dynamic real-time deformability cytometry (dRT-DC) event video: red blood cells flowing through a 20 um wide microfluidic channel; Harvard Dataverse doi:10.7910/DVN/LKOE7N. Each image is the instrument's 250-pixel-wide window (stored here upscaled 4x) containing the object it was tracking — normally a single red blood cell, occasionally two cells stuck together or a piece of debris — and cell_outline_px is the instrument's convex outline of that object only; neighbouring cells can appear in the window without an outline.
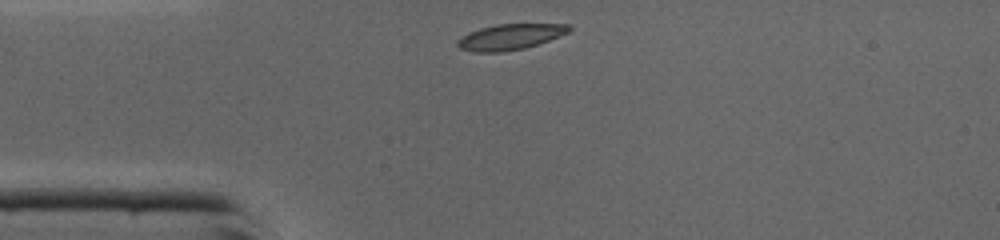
{"species": "common noctule bat (a hibernating species)", "species_latin": "Nyctalus noctula", "temperature_condition": "cold", "stored_images_in_passage": 27, "camera_frame_rate_fps": 3000, "um_per_image_px": 0.085, "animal": {"sex": "male", "body_mass_g": 19.0, "forearm_length_mm": 50.8}, "frame": {"image": 1, "passage_image": 1, "time_ms": 0.0, "image_size_px": [1000, 240], "cell_outline_px": [[572, 28], [568, 32], [548, 40], [524, 48], [500, 52], [476, 52], [460, 48], [456, 44], [456, 40], [468, 32], [480, 28], [496, 24], [572, 24]], "centroid_in_image_um": [43.33, 3.12], "position_along_channel_um": 41.7, "area_um2": 16.59}}
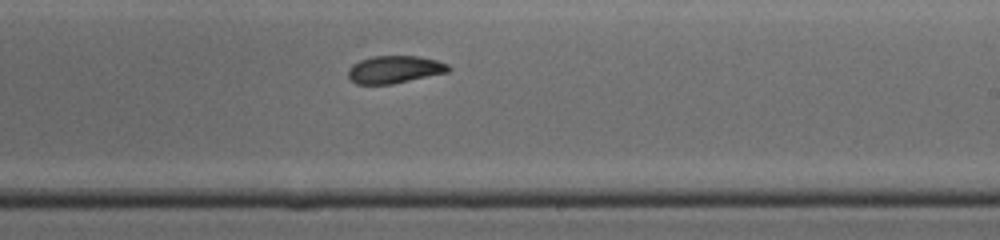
{"frame": {"image": 2, "passage_image": 17, "time_ms": 5.333, "image_size_px": [1000, 240], "cell_outline_px": [[452, 68], [448, 72], [392, 84], [356, 84], [348, 76], [348, 68], [352, 64], [360, 60], [372, 56], [420, 56], [436, 60], [448, 64]], "centroid_in_image_um": [33.54, 5.9], "position_along_channel_um": 255.5, "area_um2": 16.13}}
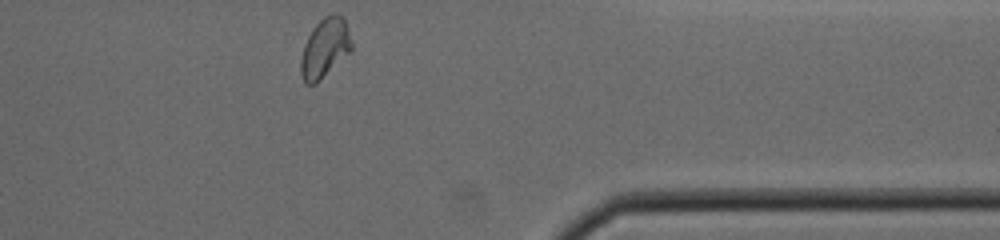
{"frame": {"image": 3, "passage_image": 27, "time_ms": 8.667, "image_size_px": [1000, 240], "cell_outline_px": [[352, 48], [316, 84], [304, 84], [300, 72], [300, 60], [304, 44], [312, 28], [324, 16], [332, 12], [340, 16], [344, 20], [348, 28], [352, 44]], "centroid_in_image_um": [27.57, 4.08], "position_along_channel_um": 383.8, "area_um2": 17.34}, "authors_computed_cell_mechanics": {"area_um2": 16.5886, "velocity_mm_per_s": 4.3516, "shape_relaxation_time_tau1_ms": 9.1358, "shape_relaxation_time_tau2_ms": 1.6652, "deformation_change_tau1": 0.2158, "deformation_change_tau2": 0.05}}